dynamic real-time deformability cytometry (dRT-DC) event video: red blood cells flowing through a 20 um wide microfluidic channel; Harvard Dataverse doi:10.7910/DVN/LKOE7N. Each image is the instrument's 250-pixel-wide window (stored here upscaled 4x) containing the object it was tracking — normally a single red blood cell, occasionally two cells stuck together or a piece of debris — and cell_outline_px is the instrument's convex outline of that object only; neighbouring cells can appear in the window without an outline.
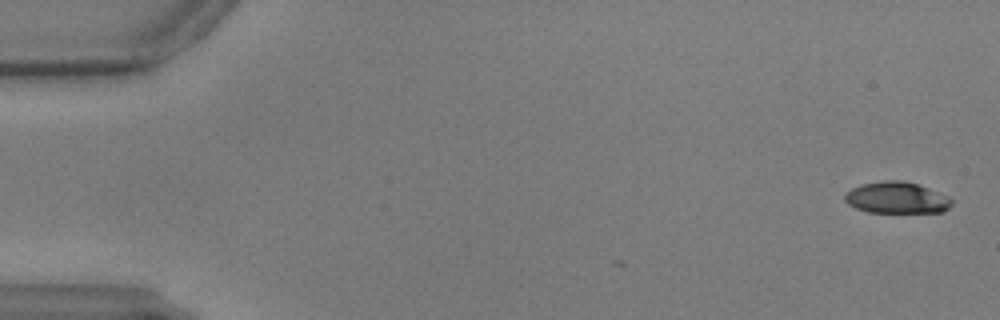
{"species": "common noctule bat (a hibernating species)", "species_latin": "Nyctalus noctula", "temperature_condition": "warm", "stored_images_in_passage": 2, "camera_frame_rate_fps": 3000, "um_per_image_px": 0.085, "animal": {"sex": "male", "body_mass_g": 17.9, "forearm_length_mm": 54.2}, "frame": {"image": 1, "passage_image": 2, "time_ms": 0.333, "image_size_px": [1000, 320], "cell_outline_px": [[952, 204], [944, 212], [868, 212], [856, 208], [848, 204], [844, 200], [844, 196], [852, 188], [860, 184], [884, 180], [900, 180], [916, 184], [928, 188], [948, 196], [952, 200]], "centroid_in_image_um": [76.21, 16.81], "position_along_channel_um": 8.8, "area_um2": 19.54}}